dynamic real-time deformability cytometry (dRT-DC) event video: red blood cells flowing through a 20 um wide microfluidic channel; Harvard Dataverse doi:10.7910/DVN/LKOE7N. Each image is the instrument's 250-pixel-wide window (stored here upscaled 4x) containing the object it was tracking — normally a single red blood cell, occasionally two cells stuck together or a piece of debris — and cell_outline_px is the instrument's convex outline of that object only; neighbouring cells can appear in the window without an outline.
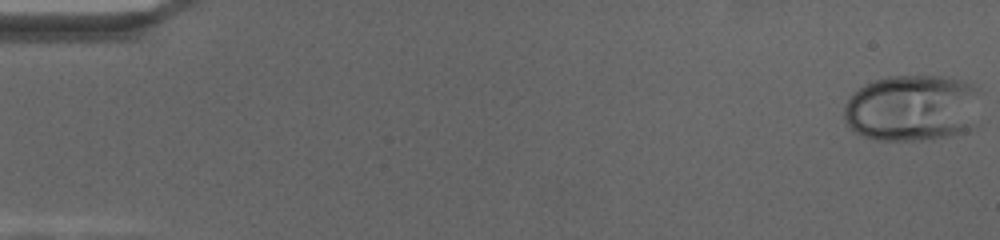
{"species": "human", "species_latin": "Homo sapiens", "temperature_condition": "cold", "stored_images_in_passage": 28, "camera_frame_rate_fps": 3000, "um_per_image_px": 0.085, "donor": {"sex": "female"}, "frame": {"image": 1, "passage_image": 1, "time_ms": 0.0, "image_size_px": [1000, 240], "cell_outline_px": [[980, 92], [972, 128], [968, 132], [952, 136], [920, 140], [876, 140], [864, 136], [848, 128], [844, 120], [844, 104], [852, 92], [864, 84], [872, 80], [888, 76], [948, 76], [964, 80], [972, 84]], "centroid_in_image_um": [77.52, 9.17], "position_along_channel_um": 7.5, "area_um2": 53.99}}
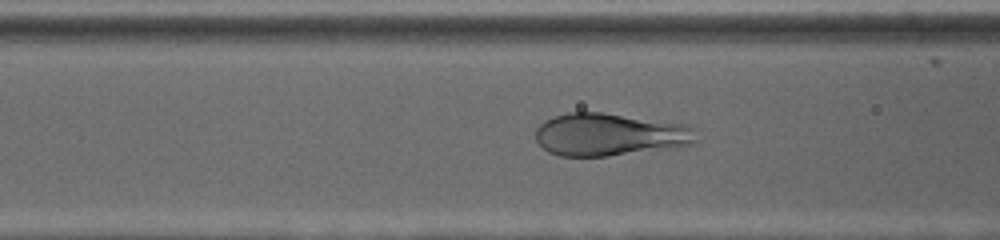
{"frame": {"image": 2, "passage_image": 28, "time_ms": 9.0, "image_size_px": [1000, 240], "cell_outline_px": [[700, 140], [692, 144], [676, 148], [608, 156], [560, 156], [548, 152], [536, 140], [536, 128], [544, 120], [552, 116], [568, 112], [600, 112], [688, 124], [696, 128]], "centroid_in_image_um": [51.89, 11.44], "position_along_channel_um": 114.7, "area_um2": 40.63}}